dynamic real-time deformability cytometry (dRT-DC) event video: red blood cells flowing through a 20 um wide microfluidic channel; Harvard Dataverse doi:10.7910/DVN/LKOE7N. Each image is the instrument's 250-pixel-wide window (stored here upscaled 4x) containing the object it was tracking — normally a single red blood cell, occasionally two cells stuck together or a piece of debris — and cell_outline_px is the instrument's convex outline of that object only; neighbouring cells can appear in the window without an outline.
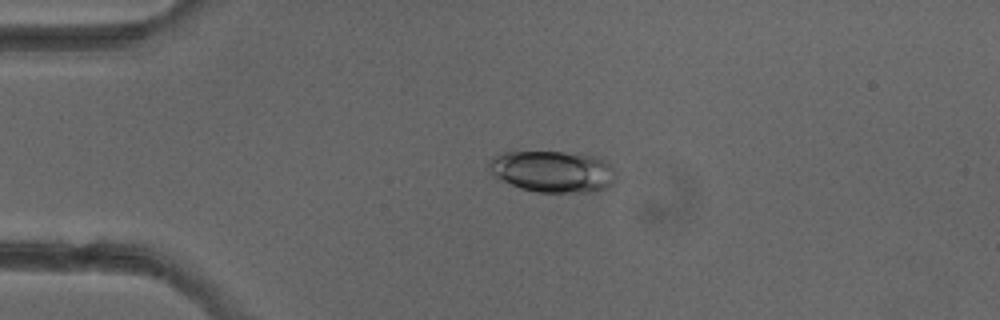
{"species": "common noctule bat (a hibernating species)", "species_latin": "Nyctalus noctula", "temperature_condition": "cold", "stored_images_in_passage": 6, "camera_frame_rate_fps": 3000, "um_per_image_px": 0.085, "animal": {"sex": "female"}, "frame": {"image": 1, "passage_image": 4, "time_ms": 3.333, "image_size_px": [1000, 320], "cell_outline_px": [[616, 176], [612, 184], [608, 188], [596, 192], [536, 192], [520, 188], [496, 180], [492, 176], [488, 168], [488, 160], [496, 152], [580, 152], [604, 160], [612, 168]], "centroid_in_image_um": [46.91, 14.58], "position_along_channel_um": 38.1, "area_um2": 31.5}}
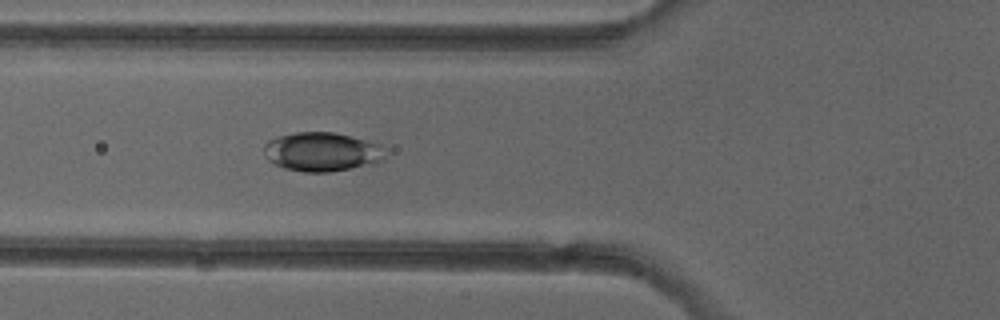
{"frame": {"image": 2, "passage_image": 6, "time_ms": 5.667, "image_size_px": [1000, 320], "cell_outline_px": [[388, 160], [380, 164], [328, 172], [304, 172], [284, 168], [268, 160], [264, 152], [264, 144], [268, 140], [280, 136], [296, 132], [332, 132], [380, 144], [388, 148]], "centroid_in_image_um": [27.48, 12.92], "position_along_channel_um": 98.3, "area_um2": 28.15}}